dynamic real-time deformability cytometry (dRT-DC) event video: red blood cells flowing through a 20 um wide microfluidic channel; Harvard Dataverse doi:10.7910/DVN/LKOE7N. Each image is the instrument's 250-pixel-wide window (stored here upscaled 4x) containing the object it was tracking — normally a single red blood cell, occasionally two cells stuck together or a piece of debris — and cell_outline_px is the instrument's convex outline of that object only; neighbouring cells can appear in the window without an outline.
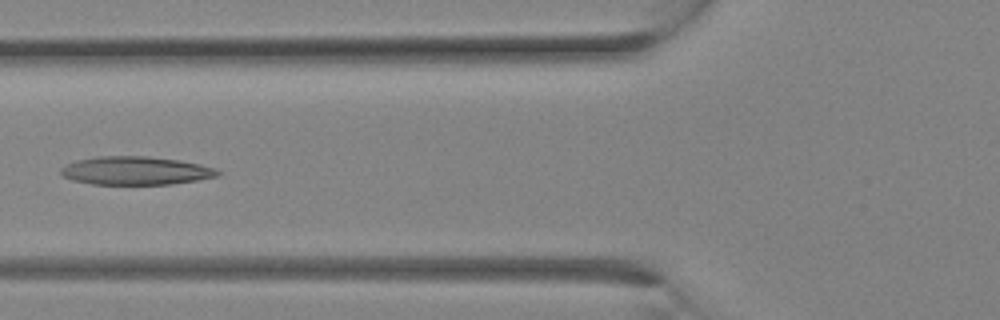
{"species": "Egyptian fruit bat (a non-hibernating species)", "species_latin": "Rousettus aegyptiacus", "temperature_condition": "room temperature", "stored_images_in_passage": 11, "camera_frame_rate_fps": 3000, "um_per_image_px": 0.085, "animal": {"sex": "female"}, "frame": {"image": 1, "passage_image": 10, "time_ms": 3.0, "image_size_px": [1000, 320], "cell_outline_px": [[224, 172], [216, 176], [196, 180], [168, 184], [92, 184], [72, 180], [64, 176], [60, 172], [60, 168], [64, 164], [76, 160], [96, 156], [148, 156], [180, 160], [200, 164], [216, 168]], "centroid_in_image_um": [11.52, 14.49], "position_along_channel_um": 114.3, "area_um2": 26.01}}